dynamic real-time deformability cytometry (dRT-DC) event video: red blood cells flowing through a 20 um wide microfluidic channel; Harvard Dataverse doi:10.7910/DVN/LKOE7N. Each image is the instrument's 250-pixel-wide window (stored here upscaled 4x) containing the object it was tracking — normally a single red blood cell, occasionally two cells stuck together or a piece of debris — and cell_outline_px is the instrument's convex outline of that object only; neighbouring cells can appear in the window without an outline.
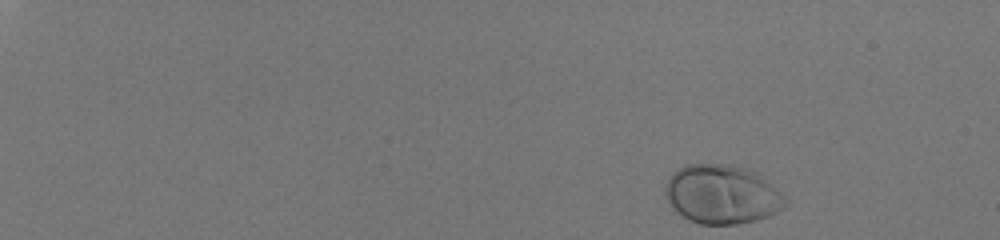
{"species": "human", "species_latin": "Homo sapiens", "temperature_condition": "room temperature", "stored_images_in_passage": 43, "camera_frame_rate_fps": 3000, "um_per_image_px": 0.085, "donor": {"sex": "male"}, "frame": {"image": 1, "passage_image": 1, "time_ms": 0.0, "image_size_px": [1000, 240], "cell_outline_px": [[792, 200], [784, 208], [768, 216], [756, 220], [736, 224], [700, 224], [676, 212], [672, 208], [664, 192], [668, 176], [680, 168], [688, 164], [732, 164], [748, 168], [756, 172]], "centroid_in_image_um": [61.41, 16.51], "position_along_channel_um": 23.6, "area_um2": 41.62}}
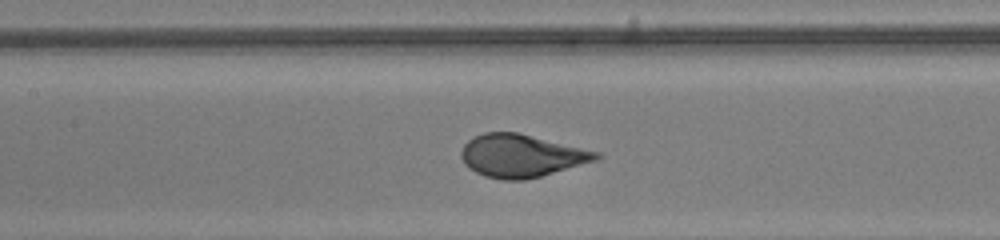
{"frame": {"image": 2, "passage_image": 25, "time_ms": 8.0, "image_size_px": [1000, 240], "cell_outline_px": [[604, 156], [596, 160], [540, 176], [524, 180], [504, 180], [484, 176], [476, 172], [464, 164], [460, 156], [460, 152], [464, 144], [472, 136], [484, 132], [516, 132], [600, 152]], "centroid_in_image_um": [44.28, 13.23], "position_along_channel_um": 163.1, "area_um2": 33.52}}
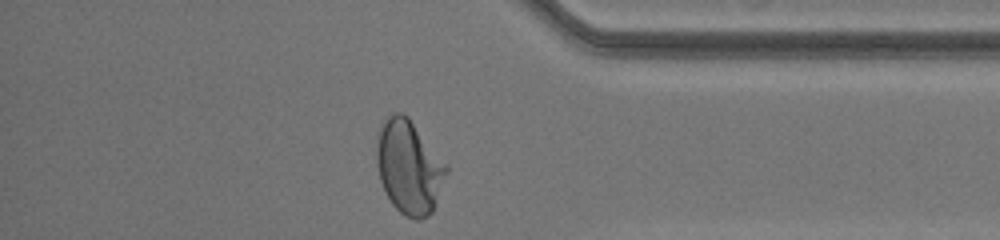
{"frame": {"image": 3, "passage_image": 43, "time_ms": 14.0, "image_size_px": [1000, 240], "cell_outline_px": [[448, 172], [432, 212], [428, 216], [420, 220], [416, 220], [404, 216], [392, 204], [384, 192], [380, 180], [376, 164], [376, 136], [380, 124], [384, 116], [392, 112], [400, 112], [408, 116], [448, 164]], "centroid_in_image_um": [34.74, 14.16], "position_along_channel_um": 400.5, "area_um2": 38.9}, "authors_computed_cell_mechanics": {"area_um2": 34.7956, "velocity_mm_per_s": 4.0715, "shape_relaxation_time_tau1_ms": 2.706, "shape_relaxation_time_tau2_ms": null, "deformation_change_tau1": 0.188, "deformation_change_tau2": null}}